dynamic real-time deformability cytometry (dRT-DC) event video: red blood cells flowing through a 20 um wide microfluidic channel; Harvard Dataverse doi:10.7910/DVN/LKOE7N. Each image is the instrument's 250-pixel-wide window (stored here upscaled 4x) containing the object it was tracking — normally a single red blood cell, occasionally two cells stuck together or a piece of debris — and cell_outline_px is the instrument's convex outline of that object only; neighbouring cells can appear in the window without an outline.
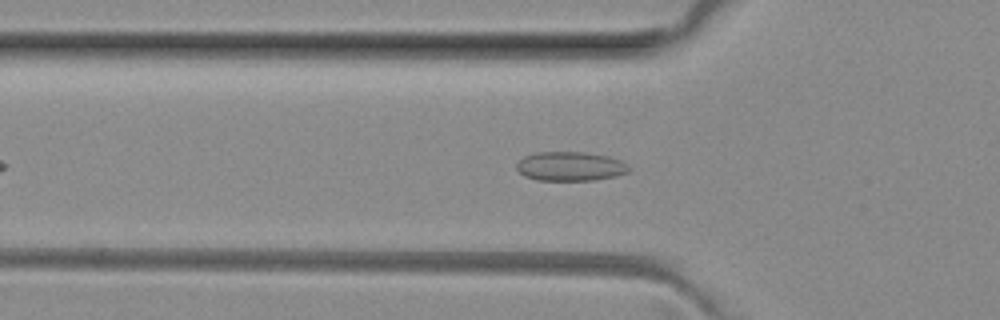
{"species": "common noctule bat (a hibernating species)", "species_latin": "Nyctalus noctula", "temperature_condition": "room temperature", "stored_images_in_passage": 40, "camera_frame_rate_fps": 3000, "um_per_image_px": 0.085, "animal": {"sex": "female", "body_mass_g": 29.2, "forearm_length_mm": 56.3}, "frame": {"image": 1, "passage_image": 6, "time_ms": 1.667, "image_size_px": [1000, 320], "cell_outline_px": [[632, 168], [628, 172], [616, 176], [596, 180], [536, 180], [524, 176], [516, 168], [516, 164], [524, 156], [536, 152], [584, 152], [608, 156], [620, 160], [628, 164]], "centroid_in_image_um": [48.49, 14.14], "position_along_channel_um": 77.3, "area_um2": 19.25}}
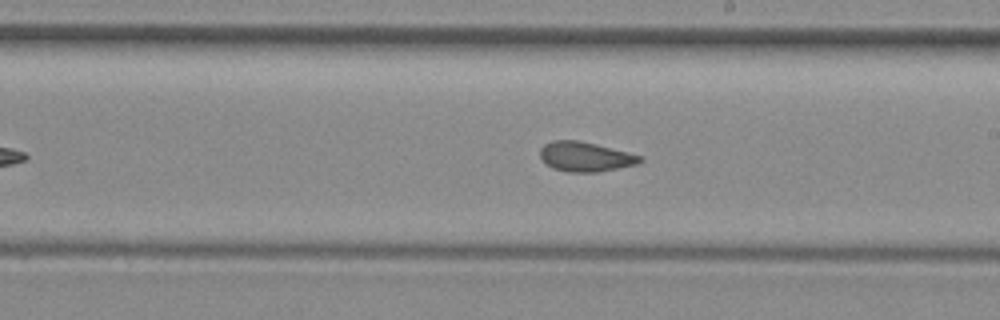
{"frame": {"image": 2, "passage_image": 18, "time_ms": 5.667, "image_size_px": [1000, 320], "cell_outline_px": [[644, 160], [640, 164], [596, 172], [568, 172], [552, 168], [540, 156], [540, 148], [544, 144], [552, 140], [580, 140], [644, 156]], "centroid_in_image_um": [49.8, 13.31], "position_along_channel_um": 239.2, "area_um2": 17.4}}
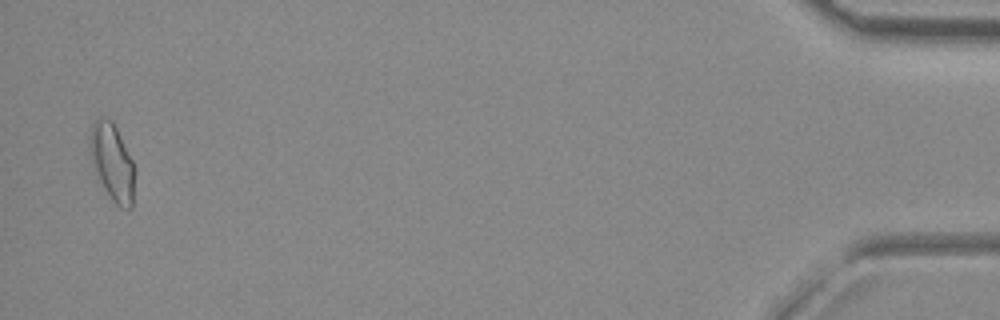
{"frame": {"image": 3, "passage_image": 39, "time_ms": 12.667, "image_size_px": [1000, 320], "cell_outline_px": [[136, 168], [132, 208], [128, 212], [120, 208], [112, 200], [104, 188], [92, 164], [92, 124], [100, 116], [112, 120]], "centroid_in_image_um": [9.61, 13.87], "position_along_channel_um": 425.6, "area_um2": 19.77}, "authors_computed_cell_mechanics": {"area_um2": 17.5712, "velocity_mm_per_s": 4.0386, "shape_relaxation_time_tau1_ms": null, "shape_relaxation_time_tau2_ms": 0.943, "deformation_change_tau1": null, "deformation_change_tau2": 0.0588}}